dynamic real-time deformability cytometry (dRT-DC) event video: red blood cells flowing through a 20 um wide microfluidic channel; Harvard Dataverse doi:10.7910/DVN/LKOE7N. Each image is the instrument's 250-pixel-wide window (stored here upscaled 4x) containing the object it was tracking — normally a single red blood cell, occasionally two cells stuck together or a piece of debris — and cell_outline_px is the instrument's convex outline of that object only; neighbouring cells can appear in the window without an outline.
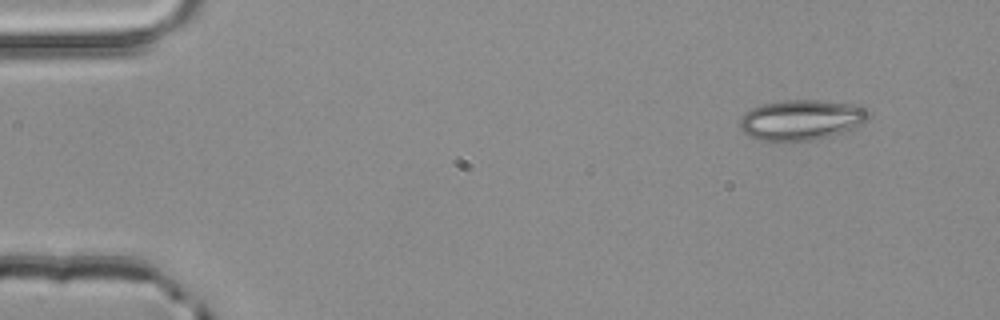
{"species": "common noctule bat (a hibernating species)", "species_latin": "Nyctalus noctula", "temperature_condition": "room temperature", "stored_images_in_passage": 3, "camera_frame_rate_fps": 3000, "um_per_image_px": 0.085, "animal": {"sex": "male", "body_mass_g": 20.4}, "frame": {"image": 1, "passage_image": 1, "time_ms": 0.0, "image_size_px": [1000, 320], "cell_outline_px": [[868, 120], [864, 124], [856, 128], [828, 136], [812, 140], [760, 140], [748, 136], [740, 128], [740, 120], [752, 108], [760, 104], [784, 100], [820, 100], [856, 104], [864, 108], [868, 112]], "centroid_in_image_um": [68.15, 10.17], "position_along_channel_um": 16.9, "area_um2": 30.11}}